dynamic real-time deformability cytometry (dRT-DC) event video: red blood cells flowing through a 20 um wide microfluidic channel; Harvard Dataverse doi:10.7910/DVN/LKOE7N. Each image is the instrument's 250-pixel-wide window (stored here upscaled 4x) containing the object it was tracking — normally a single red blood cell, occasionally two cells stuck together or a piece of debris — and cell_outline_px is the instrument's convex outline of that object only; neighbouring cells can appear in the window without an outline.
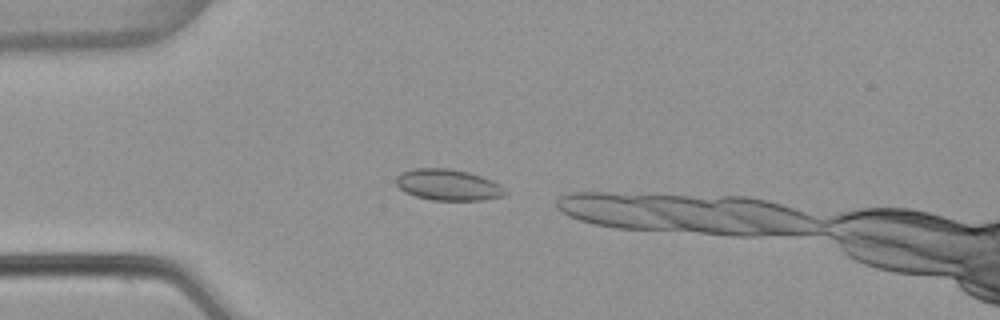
{"species": "common noctule bat (a hibernating species)", "species_latin": "Nyctalus noctula", "temperature_condition": "warm", "stored_images_in_passage": 9, "camera_frame_rate_fps": 3000, "um_per_image_px": 0.085, "animal": {"sex": "female", "body_mass_g": 22.7, "forearm_length_mm": 54.2}, "frame": {"image": 1, "passage_image": 3, "time_ms": 0.667, "image_size_px": [1000, 320], "cell_outline_px": [[508, 192], [504, 196], [484, 200], [432, 200], [416, 196], [404, 192], [396, 184], [396, 176], [400, 172], [412, 168], [448, 168], [468, 172], [492, 180], [500, 184]], "centroid_in_image_um": [38.08, 15.71], "position_along_channel_um": 46.9, "area_um2": 20.0}}